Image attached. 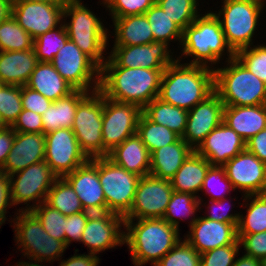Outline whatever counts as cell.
I'll return each mask as SVG.
<instances>
[{
  "mask_svg": "<svg viewBox=\"0 0 266 266\" xmlns=\"http://www.w3.org/2000/svg\"><path fill=\"white\" fill-rule=\"evenodd\" d=\"M165 69L120 67L109 55L100 68L99 90L111 100L141 109L158 97Z\"/></svg>",
  "mask_w": 266,
  "mask_h": 266,
  "instance_id": "1",
  "label": "cell"
},
{
  "mask_svg": "<svg viewBox=\"0 0 266 266\" xmlns=\"http://www.w3.org/2000/svg\"><path fill=\"white\" fill-rule=\"evenodd\" d=\"M179 48L181 55L176 56L179 62L186 57L193 58L185 64L202 65L211 69H216V64L218 67L220 60L222 61V58L224 60L226 54L224 62L235 57V52L226 42L219 19L211 10L205 14L201 13L183 30Z\"/></svg>",
  "mask_w": 266,
  "mask_h": 266,
  "instance_id": "2",
  "label": "cell"
},
{
  "mask_svg": "<svg viewBox=\"0 0 266 266\" xmlns=\"http://www.w3.org/2000/svg\"><path fill=\"white\" fill-rule=\"evenodd\" d=\"M124 220V245L135 266H155L182 239L180 229L163 218Z\"/></svg>",
  "mask_w": 266,
  "mask_h": 266,
  "instance_id": "3",
  "label": "cell"
},
{
  "mask_svg": "<svg viewBox=\"0 0 266 266\" xmlns=\"http://www.w3.org/2000/svg\"><path fill=\"white\" fill-rule=\"evenodd\" d=\"M214 92V69L176 60L162 74L158 98L191 110Z\"/></svg>",
  "mask_w": 266,
  "mask_h": 266,
  "instance_id": "4",
  "label": "cell"
},
{
  "mask_svg": "<svg viewBox=\"0 0 266 266\" xmlns=\"http://www.w3.org/2000/svg\"><path fill=\"white\" fill-rule=\"evenodd\" d=\"M88 8L82 0H70L63 9V23L69 39L101 68L108 58L106 48L112 35L105 28L102 18ZM67 17L69 22H66ZM105 53L107 56H104Z\"/></svg>",
  "mask_w": 266,
  "mask_h": 266,
  "instance_id": "5",
  "label": "cell"
},
{
  "mask_svg": "<svg viewBox=\"0 0 266 266\" xmlns=\"http://www.w3.org/2000/svg\"><path fill=\"white\" fill-rule=\"evenodd\" d=\"M214 69V92L224 106L266 104V83L256 77L236 57Z\"/></svg>",
  "mask_w": 266,
  "mask_h": 266,
  "instance_id": "6",
  "label": "cell"
},
{
  "mask_svg": "<svg viewBox=\"0 0 266 266\" xmlns=\"http://www.w3.org/2000/svg\"><path fill=\"white\" fill-rule=\"evenodd\" d=\"M10 223L14 227L15 243L23 257L32 264L44 266L43 262L59 261L68 248L62 241L52 238L31 211H18ZM16 217V218H15ZM42 263V265H40ZM47 266V265H46Z\"/></svg>",
  "mask_w": 266,
  "mask_h": 266,
  "instance_id": "7",
  "label": "cell"
},
{
  "mask_svg": "<svg viewBox=\"0 0 266 266\" xmlns=\"http://www.w3.org/2000/svg\"><path fill=\"white\" fill-rule=\"evenodd\" d=\"M266 0H223L221 8L212 11L219 19L226 42L236 53L254 45L256 30Z\"/></svg>",
  "mask_w": 266,
  "mask_h": 266,
  "instance_id": "8",
  "label": "cell"
},
{
  "mask_svg": "<svg viewBox=\"0 0 266 266\" xmlns=\"http://www.w3.org/2000/svg\"><path fill=\"white\" fill-rule=\"evenodd\" d=\"M102 119L103 93L98 89L79 102L72 127L81 150L89 159L103 157Z\"/></svg>",
  "mask_w": 266,
  "mask_h": 266,
  "instance_id": "9",
  "label": "cell"
},
{
  "mask_svg": "<svg viewBox=\"0 0 266 266\" xmlns=\"http://www.w3.org/2000/svg\"><path fill=\"white\" fill-rule=\"evenodd\" d=\"M98 174L106 212L125 216L131 209L140 176L114 164L107 157H98Z\"/></svg>",
  "mask_w": 266,
  "mask_h": 266,
  "instance_id": "10",
  "label": "cell"
},
{
  "mask_svg": "<svg viewBox=\"0 0 266 266\" xmlns=\"http://www.w3.org/2000/svg\"><path fill=\"white\" fill-rule=\"evenodd\" d=\"M57 178L44 160L9 175L13 206L24 203L27 206L21 209L19 207L18 211H31L46 201L48 192Z\"/></svg>",
  "mask_w": 266,
  "mask_h": 266,
  "instance_id": "11",
  "label": "cell"
},
{
  "mask_svg": "<svg viewBox=\"0 0 266 266\" xmlns=\"http://www.w3.org/2000/svg\"><path fill=\"white\" fill-rule=\"evenodd\" d=\"M50 63L75 90L99 89L100 68L70 39Z\"/></svg>",
  "mask_w": 266,
  "mask_h": 266,
  "instance_id": "12",
  "label": "cell"
},
{
  "mask_svg": "<svg viewBox=\"0 0 266 266\" xmlns=\"http://www.w3.org/2000/svg\"><path fill=\"white\" fill-rule=\"evenodd\" d=\"M142 109L135 104L111 100L103 95V157L137 132Z\"/></svg>",
  "mask_w": 266,
  "mask_h": 266,
  "instance_id": "13",
  "label": "cell"
},
{
  "mask_svg": "<svg viewBox=\"0 0 266 266\" xmlns=\"http://www.w3.org/2000/svg\"><path fill=\"white\" fill-rule=\"evenodd\" d=\"M88 160L72 129L60 128L45 134L44 161L58 178L73 172Z\"/></svg>",
  "mask_w": 266,
  "mask_h": 266,
  "instance_id": "14",
  "label": "cell"
},
{
  "mask_svg": "<svg viewBox=\"0 0 266 266\" xmlns=\"http://www.w3.org/2000/svg\"><path fill=\"white\" fill-rule=\"evenodd\" d=\"M173 191L170 180L151 174L140 177L131 209L124 219L163 218Z\"/></svg>",
  "mask_w": 266,
  "mask_h": 266,
  "instance_id": "15",
  "label": "cell"
},
{
  "mask_svg": "<svg viewBox=\"0 0 266 266\" xmlns=\"http://www.w3.org/2000/svg\"><path fill=\"white\" fill-rule=\"evenodd\" d=\"M124 216L114 212L91 213L80 240L89 249L88 253L97 255L108 249L124 245ZM103 251V252H102Z\"/></svg>",
  "mask_w": 266,
  "mask_h": 266,
  "instance_id": "16",
  "label": "cell"
},
{
  "mask_svg": "<svg viewBox=\"0 0 266 266\" xmlns=\"http://www.w3.org/2000/svg\"><path fill=\"white\" fill-rule=\"evenodd\" d=\"M234 190L246 195L266 193V164L246 149L223 165Z\"/></svg>",
  "mask_w": 266,
  "mask_h": 266,
  "instance_id": "17",
  "label": "cell"
},
{
  "mask_svg": "<svg viewBox=\"0 0 266 266\" xmlns=\"http://www.w3.org/2000/svg\"><path fill=\"white\" fill-rule=\"evenodd\" d=\"M109 56L120 66L126 68L165 69L177 59L174 50L165 42L154 41L149 44L132 46H113Z\"/></svg>",
  "mask_w": 266,
  "mask_h": 266,
  "instance_id": "18",
  "label": "cell"
},
{
  "mask_svg": "<svg viewBox=\"0 0 266 266\" xmlns=\"http://www.w3.org/2000/svg\"><path fill=\"white\" fill-rule=\"evenodd\" d=\"M64 6L41 2L13 1L12 16L33 39H36L63 22Z\"/></svg>",
  "mask_w": 266,
  "mask_h": 266,
  "instance_id": "19",
  "label": "cell"
},
{
  "mask_svg": "<svg viewBox=\"0 0 266 266\" xmlns=\"http://www.w3.org/2000/svg\"><path fill=\"white\" fill-rule=\"evenodd\" d=\"M224 103L213 92L203 102L188 111L182 139L195 150L205 137L223 122Z\"/></svg>",
  "mask_w": 266,
  "mask_h": 266,
  "instance_id": "20",
  "label": "cell"
},
{
  "mask_svg": "<svg viewBox=\"0 0 266 266\" xmlns=\"http://www.w3.org/2000/svg\"><path fill=\"white\" fill-rule=\"evenodd\" d=\"M77 193L85 211L106 212V200L98 174V157L89 159L63 177Z\"/></svg>",
  "mask_w": 266,
  "mask_h": 266,
  "instance_id": "21",
  "label": "cell"
},
{
  "mask_svg": "<svg viewBox=\"0 0 266 266\" xmlns=\"http://www.w3.org/2000/svg\"><path fill=\"white\" fill-rule=\"evenodd\" d=\"M184 239L199 254L217 247L234 244L237 240V228L232 223H224L198 216L189 227Z\"/></svg>",
  "mask_w": 266,
  "mask_h": 266,
  "instance_id": "22",
  "label": "cell"
},
{
  "mask_svg": "<svg viewBox=\"0 0 266 266\" xmlns=\"http://www.w3.org/2000/svg\"><path fill=\"white\" fill-rule=\"evenodd\" d=\"M244 150L245 141L224 122L213 129L195 149L211 165L217 166H223Z\"/></svg>",
  "mask_w": 266,
  "mask_h": 266,
  "instance_id": "23",
  "label": "cell"
},
{
  "mask_svg": "<svg viewBox=\"0 0 266 266\" xmlns=\"http://www.w3.org/2000/svg\"><path fill=\"white\" fill-rule=\"evenodd\" d=\"M45 158L44 133L15 132V139L3 170L8 176Z\"/></svg>",
  "mask_w": 266,
  "mask_h": 266,
  "instance_id": "24",
  "label": "cell"
},
{
  "mask_svg": "<svg viewBox=\"0 0 266 266\" xmlns=\"http://www.w3.org/2000/svg\"><path fill=\"white\" fill-rule=\"evenodd\" d=\"M223 122L246 142L266 128V104L224 106Z\"/></svg>",
  "mask_w": 266,
  "mask_h": 266,
  "instance_id": "25",
  "label": "cell"
},
{
  "mask_svg": "<svg viewBox=\"0 0 266 266\" xmlns=\"http://www.w3.org/2000/svg\"><path fill=\"white\" fill-rule=\"evenodd\" d=\"M107 158L140 177L150 173V153L137 134L114 147Z\"/></svg>",
  "mask_w": 266,
  "mask_h": 266,
  "instance_id": "26",
  "label": "cell"
},
{
  "mask_svg": "<svg viewBox=\"0 0 266 266\" xmlns=\"http://www.w3.org/2000/svg\"><path fill=\"white\" fill-rule=\"evenodd\" d=\"M38 63L33 49L0 51V80L7 85L24 86Z\"/></svg>",
  "mask_w": 266,
  "mask_h": 266,
  "instance_id": "27",
  "label": "cell"
},
{
  "mask_svg": "<svg viewBox=\"0 0 266 266\" xmlns=\"http://www.w3.org/2000/svg\"><path fill=\"white\" fill-rule=\"evenodd\" d=\"M194 150L182 139L155 150L150 154V173L170 180Z\"/></svg>",
  "mask_w": 266,
  "mask_h": 266,
  "instance_id": "28",
  "label": "cell"
},
{
  "mask_svg": "<svg viewBox=\"0 0 266 266\" xmlns=\"http://www.w3.org/2000/svg\"><path fill=\"white\" fill-rule=\"evenodd\" d=\"M210 166V162L194 150L170 179L173 190L200 198L199 192Z\"/></svg>",
  "mask_w": 266,
  "mask_h": 266,
  "instance_id": "29",
  "label": "cell"
},
{
  "mask_svg": "<svg viewBox=\"0 0 266 266\" xmlns=\"http://www.w3.org/2000/svg\"><path fill=\"white\" fill-rule=\"evenodd\" d=\"M26 86L39 92L52 102L75 90L49 62L37 63Z\"/></svg>",
  "mask_w": 266,
  "mask_h": 266,
  "instance_id": "30",
  "label": "cell"
},
{
  "mask_svg": "<svg viewBox=\"0 0 266 266\" xmlns=\"http://www.w3.org/2000/svg\"><path fill=\"white\" fill-rule=\"evenodd\" d=\"M114 26V45L132 46L154 42L150 23L144 14L112 19Z\"/></svg>",
  "mask_w": 266,
  "mask_h": 266,
  "instance_id": "31",
  "label": "cell"
},
{
  "mask_svg": "<svg viewBox=\"0 0 266 266\" xmlns=\"http://www.w3.org/2000/svg\"><path fill=\"white\" fill-rule=\"evenodd\" d=\"M88 93L74 90L69 95L53 101L42 114L43 133L47 134L60 128L72 129L77 106Z\"/></svg>",
  "mask_w": 266,
  "mask_h": 266,
  "instance_id": "32",
  "label": "cell"
},
{
  "mask_svg": "<svg viewBox=\"0 0 266 266\" xmlns=\"http://www.w3.org/2000/svg\"><path fill=\"white\" fill-rule=\"evenodd\" d=\"M142 113L149 120L168 127L182 138L186 129L187 110L173 106L156 97L142 109Z\"/></svg>",
  "mask_w": 266,
  "mask_h": 266,
  "instance_id": "33",
  "label": "cell"
},
{
  "mask_svg": "<svg viewBox=\"0 0 266 266\" xmlns=\"http://www.w3.org/2000/svg\"><path fill=\"white\" fill-rule=\"evenodd\" d=\"M240 206L247 208L246 215H240L237 234H255L266 232V193L242 195ZM245 202V203H244Z\"/></svg>",
  "mask_w": 266,
  "mask_h": 266,
  "instance_id": "34",
  "label": "cell"
},
{
  "mask_svg": "<svg viewBox=\"0 0 266 266\" xmlns=\"http://www.w3.org/2000/svg\"><path fill=\"white\" fill-rule=\"evenodd\" d=\"M201 210L203 208L200 206L198 197L190 193L173 191L163 219L170 225L180 229V221L191 218L188 222L190 227L197 220V211L200 213Z\"/></svg>",
  "mask_w": 266,
  "mask_h": 266,
  "instance_id": "35",
  "label": "cell"
},
{
  "mask_svg": "<svg viewBox=\"0 0 266 266\" xmlns=\"http://www.w3.org/2000/svg\"><path fill=\"white\" fill-rule=\"evenodd\" d=\"M144 15L150 23L154 41L165 42L169 46L170 42L178 41L177 45L179 44L178 47H180L183 30L157 3L152 5Z\"/></svg>",
  "mask_w": 266,
  "mask_h": 266,
  "instance_id": "36",
  "label": "cell"
},
{
  "mask_svg": "<svg viewBox=\"0 0 266 266\" xmlns=\"http://www.w3.org/2000/svg\"><path fill=\"white\" fill-rule=\"evenodd\" d=\"M136 134L151 154L162 146L178 141L181 137L161 124L154 123L141 113Z\"/></svg>",
  "mask_w": 266,
  "mask_h": 266,
  "instance_id": "37",
  "label": "cell"
},
{
  "mask_svg": "<svg viewBox=\"0 0 266 266\" xmlns=\"http://www.w3.org/2000/svg\"><path fill=\"white\" fill-rule=\"evenodd\" d=\"M45 202L65 216L85 211L77 193L64 178L54 181Z\"/></svg>",
  "mask_w": 266,
  "mask_h": 266,
  "instance_id": "38",
  "label": "cell"
},
{
  "mask_svg": "<svg viewBox=\"0 0 266 266\" xmlns=\"http://www.w3.org/2000/svg\"><path fill=\"white\" fill-rule=\"evenodd\" d=\"M34 39L11 15L0 23V51H21L33 49Z\"/></svg>",
  "mask_w": 266,
  "mask_h": 266,
  "instance_id": "39",
  "label": "cell"
},
{
  "mask_svg": "<svg viewBox=\"0 0 266 266\" xmlns=\"http://www.w3.org/2000/svg\"><path fill=\"white\" fill-rule=\"evenodd\" d=\"M69 39L64 23L34 39V51L38 62H51Z\"/></svg>",
  "mask_w": 266,
  "mask_h": 266,
  "instance_id": "40",
  "label": "cell"
},
{
  "mask_svg": "<svg viewBox=\"0 0 266 266\" xmlns=\"http://www.w3.org/2000/svg\"><path fill=\"white\" fill-rule=\"evenodd\" d=\"M199 1L201 0H156V3L184 30L201 14Z\"/></svg>",
  "mask_w": 266,
  "mask_h": 266,
  "instance_id": "41",
  "label": "cell"
},
{
  "mask_svg": "<svg viewBox=\"0 0 266 266\" xmlns=\"http://www.w3.org/2000/svg\"><path fill=\"white\" fill-rule=\"evenodd\" d=\"M42 224L43 229L54 239L65 243L66 216L46 202L31 210Z\"/></svg>",
  "mask_w": 266,
  "mask_h": 266,
  "instance_id": "42",
  "label": "cell"
},
{
  "mask_svg": "<svg viewBox=\"0 0 266 266\" xmlns=\"http://www.w3.org/2000/svg\"><path fill=\"white\" fill-rule=\"evenodd\" d=\"M209 195L210 200L226 198L231 191H235L226 176L223 166L211 165L206 173L200 192Z\"/></svg>",
  "mask_w": 266,
  "mask_h": 266,
  "instance_id": "43",
  "label": "cell"
},
{
  "mask_svg": "<svg viewBox=\"0 0 266 266\" xmlns=\"http://www.w3.org/2000/svg\"><path fill=\"white\" fill-rule=\"evenodd\" d=\"M21 86L5 84L0 90V115L12 127L22 112Z\"/></svg>",
  "mask_w": 266,
  "mask_h": 266,
  "instance_id": "44",
  "label": "cell"
},
{
  "mask_svg": "<svg viewBox=\"0 0 266 266\" xmlns=\"http://www.w3.org/2000/svg\"><path fill=\"white\" fill-rule=\"evenodd\" d=\"M257 44V45H256ZM242 48L235 57L256 77L266 83V43Z\"/></svg>",
  "mask_w": 266,
  "mask_h": 266,
  "instance_id": "45",
  "label": "cell"
},
{
  "mask_svg": "<svg viewBox=\"0 0 266 266\" xmlns=\"http://www.w3.org/2000/svg\"><path fill=\"white\" fill-rule=\"evenodd\" d=\"M155 266H200V254L183 238Z\"/></svg>",
  "mask_w": 266,
  "mask_h": 266,
  "instance_id": "46",
  "label": "cell"
},
{
  "mask_svg": "<svg viewBox=\"0 0 266 266\" xmlns=\"http://www.w3.org/2000/svg\"><path fill=\"white\" fill-rule=\"evenodd\" d=\"M103 4L106 10L111 15V19L144 14L156 0H102L99 2Z\"/></svg>",
  "mask_w": 266,
  "mask_h": 266,
  "instance_id": "47",
  "label": "cell"
},
{
  "mask_svg": "<svg viewBox=\"0 0 266 266\" xmlns=\"http://www.w3.org/2000/svg\"><path fill=\"white\" fill-rule=\"evenodd\" d=\"M233 199L234 198H232L229 195V197L223 198L221 200H209L208 201L209 204H207V202L204 203V201H203L204 199L202 197H200L199 198L200 206L203 207V205H204V207L208 210L207 211L208 213L204 212L205 215L203 217L210 219V220L219 221V222L232 223L237 228L238 224H239V220H240V215H241L240 213H242V212H237V213L234 212V214H233V212L231 210V208L233 206L232 204H230L229 208H225V207L229 206V203H231L233 201ZM225 205H227V206H225ZM206 214H208V215H206Z\"/></svg>",
  "mask_w": 266,
  "mask_h": 266,
  "instance_id": "48",
  "label": "cell"
},
{
  "mask_svg": "<svg viewBox=\"0 0 266 266\" xmlns=\"http://www.w3.org/2000/svg\"><path fill=\"white\" fill-rule=\"evenodd\" d=\"M240 243L217 247L200 254V266H233L240 254Z\"/></svg>",
  "mask_w": 266,
  "mask_h": 266,
  "instance_id": "49",
  "label": "cell"
},
{
  "mask_svg": "<svg viewBox=\"0 0 266 266\" xmlns=\"http://www.w3.org/2000/svg\"><path fill=\"white\" fill-rule=\"evenodd\" d=\"M244 255L264 261L266 259V232L237 234Z\"/></svg>",
  "mask_w": 266,
  "mask_h": 266,
  "instance_id": "50",
  "label": "cell"
},
{
  "mask_svg": "<svg viewBox=\"0 0 266 266\" xmlns=\"http://www.w3.org/2000/svg\"><path fill=\"white\" fill-rule=\"evenodd\" d=\"M90 214V212L82 211L66 216L65 244L67 247L72 242L76 243V241L80 244L82 233Z\"/></svg>",
  "mask_w": 266,
  "mask_h": 266,
  "instance_id": "51",
  "label": "cell"
},
{
  "mask_svg": "<svg viewBox=\"0 0 266 266\" xmlns=\"http://www.w3.org/2000/svg\"><path fill=\"white\" fill-rule=\"evenodd\" d=\"M21 101L23 109L36 112L41 116L52 103L51 100L26 85L21 86Z\"/></svg>",
  "mask_w": 266,
  "mask_h": 266,
  "instance_id": "52",
  "label": "cell"
},
{
  "mask_svg": "<svg viewBox=\"0 0 266 266\" xmlns=\"http://www.w3.org/2000/svg\"><path fill=\"white\" fill-rule=\"evenodd\" d=\"M12 128L15 132L20 133H43L42 116L23 109Z\"/></svg>",
  "mask_w": 266,
  "mask_h": 266,
  "instance_id": "53",
  "label": "cell"
},
{
  "mask_svg": "<svg viewBox=\"0 0 266 266\" xmlns=\"http://www.w3.org/2000/svg\"><path fill=\"white\" fill-rule=\"evenodd\" d=\"M13 207L9 176L0 169V227L5 223L7 219V213L9 208Z\"/></svg>",
  "mask_w": 266,
  "mask_h": 266,
  "instance_id": "54",
  "label": "cell"
},
{
  "mask_svg": "<svg viewBox=\"0 0 266 266\" xmlns=\"http://www.w3.org/2000/svg\"><path fill=\"white\" fill-rule=\"evenodd\" d=\"M245 149L266 164V128L247 140Z\"/></svg>",
  "mask_w": 266,
  "mask_h": 266,
  "instance_id": "55",
  "label": "cell"
},
{
  "mask_svg": "<svg viewBox=\"0 0 266 266\" xmlns=\"http://www.w3.org/2000/svg\"><path fill=\"white\" fill-rule=\"evenodd\" d=\"M78 249H75V254L68 259H60L59 266H99L100 258L99 255L91 253L78 254Z\"/></svg>",
  "mask_w": 266,
  "mask_h": 266,
  "instance_id": "56",
  "label": "cell"
},
{
  "mask_svg": "<svg viewBox=\"0 0 266 266\" xmlns=\"http://www.w3.org/2000/svg\"><path fill=\"white\" fill-rule=\"evenodd\" d=\"M14 139L15 131L12 127H7L5 130L0 131V169L5 165Z\"/></svg>",
  "mask_w": 266,
  "mask_h": 266,
  "instance_id": "57",
  "label": "cell"
},
{
  "mask_svg": "<svg viewBox=\"0 0 266 266\" xmlns=\"http://www.w3.org/2000/svg\"><path fill=\"white\" fill-rule=\"evenodd\" d=\"M233 266H264V262L243 254L241 257L236 258Z\"/></svg>",
  "mask_w": 266,
  "mask_h": 266,
  "instance_id": "58",
  "label": "cell"
},
{
  "mask_svg": "<svg viewBox=\"0 0 266 266\" xmlns=\"http://www.w3.org/2000/svg\"><path fill=\"white\" fill-rule=\"evenodd\" d=\"M12 0H0V23L12 15Z\"/></svg>",
  "mask_w": 266,
  "mask_h": 266,
  "instance_id": "59",
  "label": "cell"
},
{
  "mask_svg": "<svg viewBox=\"0 0 266 266\" xmlns=\"http://www.w3.org/2000/svg\"><path fill=\"white\" fill-rule=\"evenodd\" d=\"M12 1H27V2H41L52 5H66L70 0H12Z\"/></svg>",
  "mask_w": 266,
  "mask_h": 266,
  "instance_id": "60",
  "label": "cell"
},
{
  "mask_svg": "<svg viewBox=\"0 0 266 266\" xmlns=\"http://www.w3.org/2000/svg\"><path fill=\"white\" fill-rule=\"evenodd\" d=\"M15 266H38V265L32 264L29 260L28 261L22 260L16 263Z\"/></svg>",
  "mask_w": 266,
  "mask_h": 266,
  "instance_id": "61",
  "label": "cell"
},
{
  "mask_svg": "<svg viewBox=\"0 0 266 266\" xmlns=\"http://www.w3.org/2000/svg\"><path fill=\"white\" fill-rule=\"evenodd\" d=\"M7 127H8L7 124L4 122L2 116L0 115V131L5 130Z\"/></svg>",
  "mask_w": 266,
  "mask_h": 266,
  "instance_id": "62",
  "label": "cell"
},
{
  "mask_svg": "<svg viewBox=\"0 0 266 266\" xmlns=\"http://www.w3.org/2000/svg\"><path fill=\"white\" fill-rule=\"evenodd\" d=\"M5 84L0 80V90Z\"/></svg>",
  "mask_w": 266,
  "mask_h": 266,
  "instance_id": "63",
  "label": "cell"
}]
</instances>
